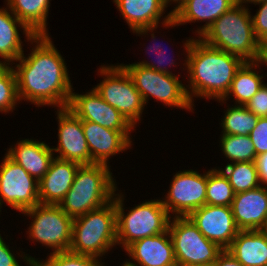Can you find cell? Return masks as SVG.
<instances>
[{
    "mask_svg": "<svg viewBox=\"0 0 267 266\" xmlns=\"http://www.w3.org/2000/svg\"><path fill=\"white\" fill-rule=\"evenodd\" d=\"M72 89L67 108L82 121H91L113 130H137L92 87L80 94Z\"/></svg>",
    "mask_w": 267,
    "mask_h": 266,
    "instance_id": "5bb4252c",
    "label": "cell"
},
{
    "mask_svg": "<svg viewBox=\"0 0 267 266\" xmlns=\"http://www.w3.org/2000/svg\"><path fill=\"white\" fill-rule=\"evenodd\" d=\"M239 0H184L173 11L172 19L178 26L203 22L192 30L194 38H199L208 28ZM205 22V23H204Z\"/></svg>",
    "mask_w": 267,
    "mask_h": 266,
    "instance_id": "d6986e66",
    "label": "cell"
},
{
    "mask_svg": "<svg viewBox=\"0 0 267 266\" xmlns=\"http://www.w3.org/2000/svg\"><path fill=\"white\" fill-rule=\"evenodd\" d=\"M263 70L259 62H245L236 72L230 89L222 100L228 102L232 99L231 104L245 106L265 84L267 74Z\"/></svg>",
    "mask_w": 267,
    "mask_h": 266,
    "instance_id": "484cf974",
    "label": "cell"
},
{
    "mask_svg": "<svg viewBox=\"0 0 267 266\" xmlns=\"http://www.w3.org/2000/svg\"><path fill=\"white\" fill-rule=\"evenodd\" d=\"M212 266H243L227 250H223L217 257Z\"/></svg>",
    "mask_w": 267,
    "mask_h": 266,
    "instance_id": "f35d334b",
    "label": "cell"
},
{
    "mask_svg": "<svg viewBox=\"0 0 267 266\" xmlns=\"http://www.w3.org/2000/svg\"><path fill=\"white\" fill-rule=\"evenodd\" d=\"M190 220L198 230L221 249L227 250L239 233L230 206L203 205L193 211Z\"/></svg>",
    "mask_w": 267,
    "mask_h": 266,
    "instance_id": "2e32d148",
    "label": "cell"
},
{
    "mask_svg": "<svg viewBox=\"0 0 267 266\" xmlns=\"http://www.w3.org/2000/svg\"><path fill=\"white\" fill-rule=\"evenodd\" d=\"M208 170L196 169L176 171L170 180L164 197L160 198L171 217H188L206 204Z\"/></svg>",
    "mask_w": 267,
    "mask_h": 266,
    "instance_id": "8fae6325",
    "label": "cell"
},
{
    "mask_svg": "<svg viewBox=\"0 0 267 266\" xmlns=\"http://www.w3.org/2000/svg\"><path fill=\"white\" fill-rule=\"evenodd\" d=\"M52 0H4L9 10L35 36L50 35L48 18Z\"/></svg>",
    "mask_w": 267,
    "mask_h": 266,
    "instance_id": "4316f807",
    "label": "cell"
},
{
    "mask_svg": "<svg viewBox=\"0 0 267 266\" xmlns=\"http://www.w3.org/2000/svg\"><path fill=\"white\" fill-rule=\"evenodd\" d=\"M33 137L22 138L8 145L6 155L23 167L38 182L49 170L55 155L50 143Z\"/></svg>",
    "mask_w": 267,
    "mask_h": 266,
    "instance_id": "44dd1931",
    "label": "cell"
},
{
    "mask_svg": "<svg viewBox=\"0 0 267 266\" xmlns=\"http://www.w3.org/2000/svg\"><path fill=\"white\" fill-rule=\"evenodd\" d=\"M227 176L235 194L246 192L260 186L257 169L254 162H235L218 167Z\"/></svg>",
    "mask_w": 267,
    "mask_h": 266,
    "instance_id": "f546056e",
    "label": "cell"
},
{
    "mask_svg": "<svg viewBox=\"0 0 267 266\" xmlns=\"http://www.w3.org/2000/svg\"><path fill=\"white\" fill-rule=\"evenodd\" d=\"M223 106L226 104V110L223 111V116L219 122L221 134L228 135H249V133L255 128L259 119L253 112L249 111L243 105H231L227 104L223 100H217Z\"/></svg>",
    "mask_w": 267,
    "mask_h": 266,
    "instance_id": "83f0119b",
    "label": "cell"
},
{
    "mask_svg": "<svg viewBox=\"0 0 267 266\" xmlns=\"http://www.w3.org/2000/svg\"><path fill=\"white\" fill-rule=\"evenodd\" d=\"M105 259L76 254L71 251L48 254L45 259H41L35 266H107Z\"/></svg>",
    "mask_w": 267,
    "mask_h": 266,
    "instance_id": "1f68e13d",
    "label": "cell"
},
{
    "mask_svg": "<svg viewBox=\"0 0 267 266\" xmlns=\"http://www.w3.org/2000/svg\"><path fill=\"white\" fill-rule=\"evenodd\" d=\"M258 62L262 65L264 71L267 70V40L261 43L260 57Z\"/></svg>",
    "mask_w": 267,
    "mask_h": 266,
    "instance_id": "ab89813d",
    "label": "cell"
},
{
    "mask_svg": "<svg viewBox=\"0 0 267 266\" xmlns=\"http://www.w3.org/2000/svg\"><path fill=\"white\" fill-rule=\"evenodd\" d=\"M182 1L184 0H167V3H168L169 8L171 6V11H173Z\"/></svg>",
    "mask_w": 267,
    "mask_h": 266,
    "instance_id": "b9f144b4",
    "label": "cell"
},
{
    "mask_svg": "<svg viewBox=\"0 0 267 266\" xmlns=\"http://www.w3.org/2000/svg\"><path fill=\"white\" fill-rule=\"evenodd\" d=\"M123 252L127 260L136 266H178L168 230L139 239Z\"/></svg>",
    "mask_w": 267,
    "mask_h": 266,
    "instance_id": "ffe728a7",
    "label": "cell"
},
{
    "mask_svg": "<svg viewBox=\"0 0 267 266\" xmlns=\"http://www.w3.org/2000/svg\"><path fill=\"white\" fill-rule=\"evenodd\" d=\"M119 189L118 187L114 196L117 246L122 251L139 239L158 235L168 230L171 216L159 197L143 200V202L133 205L134 207L127 208L125 192L123 193Z\"/></svg>",
    "mask_w": 267,
    "mask_h": 266,
    "instance_id": "5b68a950",
    "label": "cell"
},
{
    "mask_svg": "<svg viewBox=\"0 0 267 266\" xmlns=\"http://www.w3.org/2000/svg\"><path fill=\"white\" fill-rule=\"evenodd\" d=\"M227 251L243 266H267V233L239 231Z\"/></svg>",
    "mask_w": 267,
    "mask_h": 266,
    "instance_id": "d4e9b609",
    "label": "cell"
},
{
    "mask_svg": "<svg viewBox=\"0 0 267 266\" xmlns=\"http://www.w3.org/2000/svg\"><path fill=\"white\" fill-rule=\"evenodd\" d=\"M34 36L6 4L0 7V60L12 65L25 52L24 42L29 43Z\"/></svg>",
    "mask_w": 267,
    "mask_h": 266,
    "instance_id": "cb8c5ba5",
    "label": "cell"
},
{
    "mask_svg": "<svg viewBox=\"0 0 267 266\" xmlns=\"http://www.w3.org/2000/svg\"><path fill=\"white\" fill-rule=\"evenodd\" d=\"M55 112V119L58 124V143L55 147L51 146L55 157L80 165L95 164L90 157L82 120L76 117L68 108L56 109Z\"/></svg>",
    "mask_w": 267,
    "mask_h": 266,
    "instance_id": "4fadbf2b",
    "label": "cell"
},
{
    "mask_svg": "<svg viewBox=\"0 0 267 266\" xmlns=\"http://www.w3.org/2000/svg\"><path fill=\"white\" fill-rule=\"evenodd\" d=\"M27 45L30 52L23 53L12 64L20 103H31L38 108H67L73 89L72 79L52 36H34Z\"/></svg>",
    "mask_w": 267,
    "mask_h": 266,
    "instance_id": "6da1fadb",
    "label": "cell"
},
{
    "mask_svg": "<svg viewBox=\"0 0 267 266\" xmlns=\"http://www.w3.org/2000/svg\"><path fill=\"white\" fill-rule=\"evenodd\" d=\"M160 26L161 25L154 26V27L141 28V29H137V30H134L131 32L133 35H136V37L137 36H139L141 38L143 37L144 40H146L145 38H147V41L151 38L149 40L150 42H149L148 46L145 45L146 43H144V44L140 43V44H141V46L142 45L146 46V47H144L145 49H143L144 51L146 50L144 53L146 54V56H147V54H148V56L150 55V58H152V59L151 60L142 59L139 62L137 61V62H133V63L139 64V65L147 67V68L154 69V70L161 72V73H164V74L181 75V73H182L185 75L186 73H183L182 71L186 72V63H187L186 57H187V53H188L190 44L194 39V36H190L188 38L186 37L185 38L186 40L183 39L181 41L183 43V44H181L182 46H180L181 48H183V50L181 51L182 52L181 56L182 55L184 56V58L183 57L181 58V60H182L181 61L179 54L176 53V55H178L177 56L178 58L176 59V57L172 56L173 54H171L173 51L171 50V53L170 52L168 53L167 49H166V48H168V46L164 47L166 44L164 45L163 41H161L162 42L161 43L159 41L160 38H159V40H157L158 34L160 33L159 35H161V33H162L159 31L157 32V30H158V28H160ZM156 33H158V34H156ZM155 35H157V36H155ZM148 37H149V39H148ZM167 45H168V42H167ZM170 54H171V57H170ZM173 58H175V60ZM178 66L182 67V68L181 67L179 68V70L181 69V73H179V72H177V74L173 73V72L177 71V70H175V68H178ZM172 67L173 68L175 67L173 71H172Z\"/></svg>",
    "mask_w": 267,
    "mask_h": 266,
    "instance_id": "ac0fdd59",
    "label": "cell"
},
{
    "mask_svg": "<svg viewBox=\"0 0 267 266\" xmlns=\"http://www.w3.org/2000/svg\"><path fill=\"white\" fill-rule=\"evenodd\" d=\"M249 9L252 8L239 0L199 38L244 62H258L261 43L255 37Z\"/></svg>",
    "mask_w": 267,
    "mask_h": 266,
    "instance_id": "3957f363",
    "label": "cell"
},
{
    "mask_svg": "<svg viewBox=\"0 0 267 266\" xmlns=\"http://www.w3.org/2000/svg\"><path fill=\"white\" fill-rule=\"evenodd\" d=\"M117 248L115 196L104 206L73 219L69 251L103 260Z\"/></svg>",
    "mask_w": 267,
    "mask_h": 266,
    "instance_id": "8992f818",
    "label": "cell"
},
{
    "mask_svg": "<svg viewBox=\"0 0 267 266\" xmlns=\"http://www.w3.org/2000/svg\"><path fill=\"white\" fill-rule=\"evenodd\" d=\"M186 91L195 106L196 99L222 100L236 72L245 63L241 58L194 38L186 57ZM187 79V80H186ZM196 98V99H195Z\"/></svg>",
    "mask_w": 267,
    "mask_h": 266,
    "instance_id": "7a4b0ae2",
    "label": "cell"
},
{
    "mask_svg": "<svg viewBox=\"0 0 267 266\" xmlns=\"http://www.w3.org/2000/svg\"><path fill=\"white\" fill-rule=\"evenodd\" d=\"M0 232H2L1 229ZM17 248L10 246V243H7L0 233V266H23L21 264L22 262H24L23 264L25 266H35L41 260L40 257L37 258L36 256H31L29 253L27 254L29 249L24 252L23 248Z\"/></svg>",
    "mask_w": 267,
    "mask_h": 266,
    "instance_id": "836d02e7",
    "label": "cell"
},
{
    "mask_svg": "<svg viewBox=\"0 0 267 266\" xmlns=\"http://www.w3.org/2000/svg\"><path fill=\"white\" fill-rule=\"evenodd\" d=\"M84 135L90 151L91 160L95 164L110 165L114 156L127 150H133L135 145L132 140L136 130H113L91 122L82 121ZM134 131V132H132ZM133 145V146H132ZM111 159V161H110Z\"/></svg>",
    "mask_w": 267,
    "mask_h": 266,
    "instance_id": "9a60e30c",
    "label": "cell"
},
{
    "mask_svg": "<svg viewBox=\"0 0 267 266\" xmlns=\"http://www.w3.org/2000/svg\"><path fill=\"white\" fill-rule=\"evenodd\" d=\"M111 168L106 164L81 165L58 206L74 219L112 201L119 183Z\"/></svg>",
    "mask_w": 267,
    "mask_h": 266,
    "instance_id": "277c9868",
    "label": "cell"
},
{
    "mask_svg": "<svg viewBox=\"0 0 267 266\" xmlns=\"http://www.w3.org/2000/svg\"><path fill=\"white\" fill-rule=\"evenodd\" d=\"M131 31L159 26L166 30L177 27L168 10L167 0H112ZM167 11V13H166ZM166 14V15H164Z\"/></svg>",
    "mask_w": 267,
    "mask_h": 266,
    "instance_id": "e0dca14e",
    "label": "cell"
},
{
    "mask_svg": "<svg viewBox=\"0 0 267 266\" xmlns=\"http://www.w3.org/2000/svg\"><path fill=\"white\" fill-rule=\"evenodd\" d=\"M219 137V151L228 160L226 164L254 162L256 151L249 135L220 134Z\"/></svg>",
    "mask_w": 267,
    "mask_h": 266,
    "instance_id": "f1b7e54d",
    "label": "cell"
},
{
    "mask_svg": "<svg viewBox=\"0 0 267 266\" xmlns=\"http://www.w3.org/2000/svg\"><path fill=\"white\" fill-rule=\"evenodd\" d=\"M0 162V213L6 205L20 215L40 204L39 182L6 154Z\"/></svg>",
    "mask_w": 267,
    "mask_h": 266,
    "instance_id": "7c38bea8",
    "label": "cell"
},
{
    "mask_svg": "<svg viewBox=\"0 0 267 266\" xmlns=\"http://www.w3.org/2000/svg\"><path fill=\"white\" fill-rule=\"evenodd\" d=\"M81 165L54 157L49 170L39 181V202L44 205H59L74 182Z\"/></svg>",
    "mask_w": 267,
    "mask_h": 266,
    "instance_id": "603a6c76",
    "label": "cell"
},
{
    "mask_svg": "<svg viewBox=\"0 0 267 266\" xmlns=\"http://www.w3.org/2000/svg\"><path fill=\"white\" fill-rule=\"evenodd\" d=\"M22 216L28 221L27 240L49 249L47 253L68 251L72 241L73 218L64 213L58 205L38 204L23 212ZM28 217V218H27ZM51 250V251H50Z\"/></svg>",
    "mask_w": 267,
    "mask_h": 266,
    "instance_id": "9c48e42d",
    "label": "cell"
},
{
    "mask_svg": "<svg viewBox=\"0 0 267 266\" xmlns=\"http://www.w3.org/2000/svg\"><path fill=\"white\" fill-rule=\"evenodd\" d=\"M249 137L254 144L256 156L267 152V117H259Z\"/></svg>",
    "mask_w": 267,
    "mask_h": 266,
    "instance_id": "d590c367",
    "label": "cell"
},
{
    "mask_svg": "<svg viewBox=\"0 0 267 266\" xmlns=\"http://www.w3.org/2000/svg\"><path fill=\"white\" fill-rule=\"evenodd\" d=\"M245 107L257 117H267V83L258 90Z\"/></svg>",
    "mask_w": 267,
    "mask_h": 266,
    "instance_id": "8d00e7d4",
    "label": "cell"
},
{
    "mask_svg": "<svg viewBox=\"0 0 267 266\" xmlns=\"http://www.w3.org/2000/svg\"><path fill=\"white\" fill-rule=\"evenodd\" d=\"M131 77L147 108L150 100L161 102L170 109L185 110L194 114L196 110L186 91V83L180 80L182 75H171L136 63L120 64ZM151 98V99H150Z\"/></svg>",
    "mask_w": 267,
    "mask_h": 266,
    "instance_id": "52a82bcc",
    "label": "cell"
},
{
    "mask_svg": "<svg viewBox=\"0 0 267 266\" xmlns=\"http://www.w3.org/2000/svg\"><path fill=\"white\" fill-rule=\"evenodd\" d=\"M122 264H121V266H136V265H134V264H131L128 260H127V258H125V260L123 261V262H121Z\"/></svg>",
    "mask_w": 267,
    "mask_h": 266,
    "instance_id": "ee69618b",
    "label": "cell"
},
{
    "mask_svg": "<svg viewBox=\"0 0 267 266\" xmlns=\"http://www.w3.org/2000/svg\"><path fill=\"white\" fill-rule=\"evenodd\" d=\"M254 5L259 9L254 15L251 12L253 30L256 39L262 43L267 40V1Z\"/></svg>",
    "mask_w": 267,
    "mask_h": 266,
    "instance_id": "e575fe53",
    "label": "cell"
},
{
    "mask_svg": "<svg viewBox=\"0 0 267 266\" xmlns=\"http://www.w3.org/2000/svg\"><path fill=\"white\" fill-rule=\"evenodd\" d=\"M243 3H245L248 7H250L249 5L252 4H259V3H262V2H265L267 0H241Z\"/></svg>",
    "mask_w": 267,
    "mask_h": 266,
    "instance_id": "7bdbcfd3",
    "label": "cell"
},
{
    "mask_svg": "<svg viewBox=\"0 0 267 266\" xmlns=\"http://www.w3.org/2000/svg\"><path fill=\"white\" fill-rule=\"evenodd\" d=\"M260 186L267 187V152L256 156L254 160Z\"/></svg>",
    "mask_w": 267,
    "mask_h": 266,
    "instance_id": "74e56055",
    "label": "cell"
},
{
    "mask_svg": "<svg viewBox=\"0 0 267 266\" xmlns=\"http://www.w3.org/2000/svg\"><path fill=\"white\" fill-rule=\"evenodd\" d=\"M234 196L233 187L223 171L215 166L210 167L208 169L206 204L231 207Z\"/></svg>",
    "mask_w": 267,
    "mask_h": 266,
    "instance_id": "4dcf8cb0",
    "label": "cell"
},
{
    "mask_svg": "<svg viewBox=\"0 0 267 266\" xmlns=\"http://www.w3.org/2000/svg\"><path fill=\"white\" fill-rule=\"evenodd\" d=\"M19 104L16 73L11 67L0 78V113L5 115L14 114Z\"/></svg>",
    "mask_w": 267,
    "mask_h": 266,
    "instance_id": "d6a6232c",
    "label": "cell"
},
{
    "mask_svg": "<svg viewBox=\"0 0 267 266\" xmlns=\"http://www.w3.org/2000/svg\"><path fill=\"white\" fill-rule=\"evenodd\" d=\"M12 67V65L4 60H0V78Z\"/></svg>",
    "mask_w": 267,
    "mask_h": 266,
    "instance_id": "60d3db41",
    "label": "cell"
},
{
    "mask_svg": "<svg viewBox=\"0 0 267 266\" xmlns=\"http://www.w3.org/2000/svg\"><path fill=\"white\" fill-rule=\"evenodd\" d=\"M98 67L96 75L102 80L100 79L93 88L103 100L117 109L134 128H137V124L139 127L146 107L129 74L120 63H102Z\"/></svg>",
    "mask_w": 267,
    "mask_h": 266,
    "instance_id": "ba28073f",
    "label": "cell"
},
{
    "mask_svg": "<svg viewBox=\"0 0 267 266\" xmlns=\"http://www.w3.org/2000/svg\"><path fill=\"white\" fill-rule=\"evenodd\" d=\"M168 231L178 266H212L223 251L189 217H171Z\"/></svg>",
    "mask_w": 267,
    "mask_h": 266,
    "instance_id": "30bf717a",
    "label": "cell"
},
{
    "mask_svg": "<svg viewBox=\"0 0 267 266\" xmlns=\"http://www.w3.org/2000/svg\"><path fill=\"white\" fill-rule=\"evenodd\" d=\"M232 212L240 231L264 230L267 225V187L235 194Z\"/></svg>",
    "mask_w": 267,
    "mask_h": 266,
    "instance_id": "7402d4cb",
    "label": "cell"
}]
</instances>
